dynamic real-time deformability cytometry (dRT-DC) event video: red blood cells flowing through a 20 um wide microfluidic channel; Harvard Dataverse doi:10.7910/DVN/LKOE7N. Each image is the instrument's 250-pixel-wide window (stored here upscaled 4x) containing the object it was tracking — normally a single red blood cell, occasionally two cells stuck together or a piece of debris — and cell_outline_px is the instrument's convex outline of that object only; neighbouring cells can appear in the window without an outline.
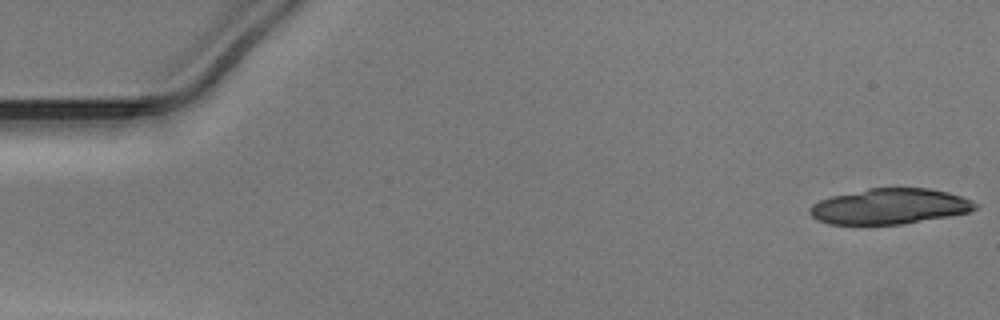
{"species": "Egyptian fruit bat (a non-hibernating species)", "species_latin": "Rousettus aegyptiacus", "temperature_condition": "warm", "stored_images_in_passage": 17, "camera_frame_rate_fps": 3000, "um_per_image_px": 0.085, "animal": {"sex": "male"}, "frame": {"image": 1, "passage_image": 1, "time_ms": 0.0, "image_size_px": [1000, 320], "cell_outline_px": [[980, 208], [968, 212], [948, 216], [900, 224], [828, 224], [816, 220], [808, 212], [808, 208], [812, 204], [820, 200], [832, 196], [868, 188], [928, 188], [948, 192], [972, 200], [980, 204]], "centroid_in_image_um": [75.62, 17.54], "position_along_channel_um": 9.4, "area_um2": 34.33}}